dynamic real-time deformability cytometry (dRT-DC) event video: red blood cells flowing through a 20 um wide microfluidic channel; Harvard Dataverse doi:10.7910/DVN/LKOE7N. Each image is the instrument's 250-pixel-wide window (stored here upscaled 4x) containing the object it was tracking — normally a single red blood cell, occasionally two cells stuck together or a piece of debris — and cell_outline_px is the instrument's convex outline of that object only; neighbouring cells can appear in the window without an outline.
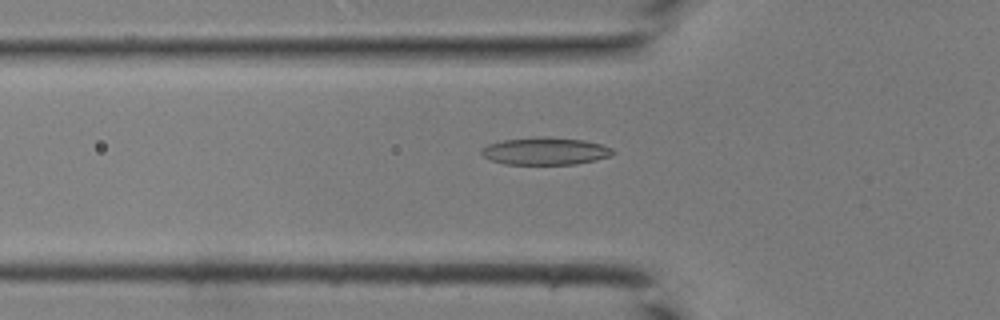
{"species": "common noctule bat (a hibernating species)", "species_latin": "Nyctalus noctula", "temperature_condition": "room temperature", "stored_images_in_passage": 38, "camera_frame_rate_fps": 3000, "um_per_image_px": 0.085, "animal": {"sex": "male", "body_mass_g": 19.0, "forearm_length_mm": 50.8}, "frame": {"image": 1, "passage_image": 15, "time_ms": 4.667, "image_size_px": [1000, 320], "cell_outline_px": [[616, 152], [608, 156], [596, 160], [576, 164], [504, 164], [492, 160], [484, 156], [480, 152], [488, 144], [504, 140], [584, 140], [600, 144], [612, 148]], "centroid_in_image_um": [46.38, 12.9], "position_along_channel_um": 79.4, "area_um2": 19.65}}
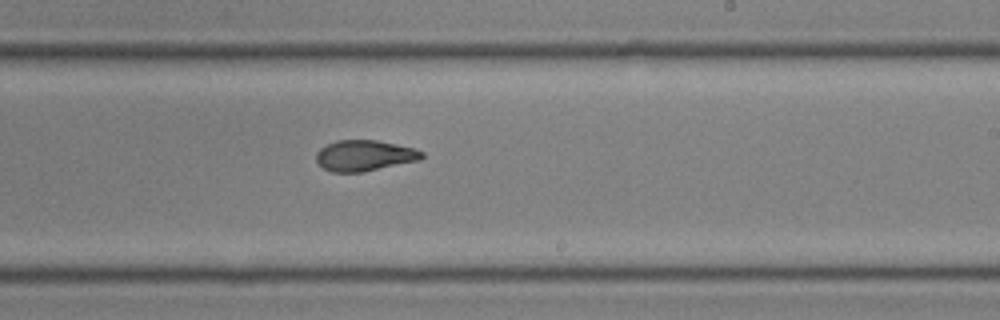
{"frame": {"image": 2, "passage_image": 26, "time_ms": 8.333, "image_size_px": [1000, 320], "cell_outline_px": [[424, 156], [420, 160], [364, 172], [332, 172], [324, 168], [316, 160], [316, 152], [320, 148], [336, 140], [376, 140], [416, 148], [424, 152]], "centroid_in_image_um": [31.01, 13.22], "position_along_channel_um": 258.0, "area_um2": 19.07}}
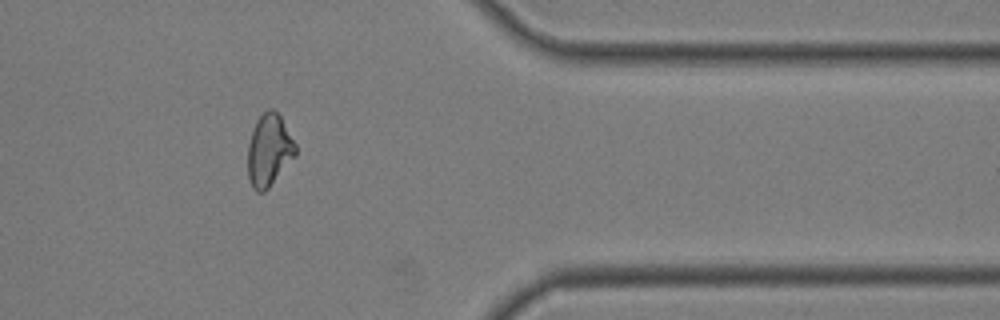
{"frame": {"image": 3, "passage_image": 35, "time_ms": 11.333, "image_size_px": [1000, 320], "cell_outline_px": [[296, 156], [268, 188], [264, 192], [256, 192], [252, 188], [248, 176], [248, 144], [256, 120], [268, 108], [272, 108], [280, 116], [296, 144]], "centroid_in_image_um": [22.87, 12.78], "position_along_channel_um": 388.5, "area_um2": 20.0}}